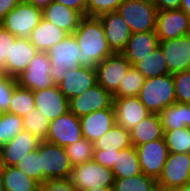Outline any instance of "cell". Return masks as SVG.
Masks as SVG:
<instances>
[{
	"mask_svg": "<svg viewBox=\"0 0 190 191\" xmlns=\"http://www.w3.org/2000/svg\"><path fill=\"white\" fill-rule=\"evenodd\" d=\"M73 35L80 47L79 63L81 66L95 68L106 57L113 54L98 17L83 16Z\"/></svg>",
	"mask_w": 190,
	"mask_h": 191,
	"instance_id": "6da1fadb",
	"label": "cell"
},
{
	"mask_svg": "<svg viewBox=\"0 0 190 191\" xmlns=\"http://www.w3.org/2000/svg\"><path fill=\"white\" fill-rule=\"evenodd\" d=\"M138 98L150 113L159 114L176 102L173 75L145 79Z\"/></svg>",
	"mask_w": 190,
	"mask_h": 191,
	"instance_id": "7a4b0ae2",
	"label": "cell"
},
{
	"mask_svg": "<svg viewBox=\"0 0 190 191\" xmlns=\"http://www.w3.org/2000/svg\"><path fill=\"white\" fill-rule=\"evenodd\" d=\"M117 13L126 21L132 33L155 32L158 9L147 0H123Z\"/></svg>",
	"mask_w": 190,
	"mask_h": 191,
	"instance_id": "3957f363",
	"label": "cell"
},
{
	"mask_svg": "<svg viewBox=\"0 0 190 191\" xmlns=\"http://www.w3.org/2000/svg\"><path fill=\"white\" fill-rule=\"evenodd\" d=\"M47 53L52 65L50 76L55 85L63 81L69 69L81 67L79 63L81 51L73 34L55 44Z\"/></svg>",
	"mask_w": 190,
	"mask_h": 191,
	"instance_id": "277c9868",
	"label": "cell"
},
{
	"mask_svg": "<svg viewBox=\"0 0 190 191\" xmlns=\"http://www.w3.org/2000/svg\"><path fill=\"white\" fill-rule=\"evenodd\" d=\"M41 184L50 178H71L73 165L69 160L65 147L40 142Z\"/></svg>",
	"mask_w": 190,
	"mask_h": 191,
	"instance_id": "5b68a950",
	"label": "cell"
},
{
	"mask_svg": "<svg viewBox=\"0 0 190 191\" xmlns=\"http://www.w3.org/2000/svg\"><path fill=\"white\" fill-rule=\"evenodd\" d=\"M43 18L42 9L22 0L0 22L6 30L17 38L29 39L32 30Z\"/></svg>",
	"mask_w": 190,
	"mask_h": 191,
	"instance_id": "8992f818",
	"label": "cell"
},
{
	"mask_svg": "<svg viewBox=\"0 0 190 191\" xmlns=\"http://www.w3.org/2000/svg\"><path fill=\"white\" fill-rule=\"evenodd\" d=\"M70 179L79 191L113 187L115 181L112 169L106 168L94 160L74 166Z\"/></svg>",
	"mask_w": 190,
	"mask_h": 191,
	"instance_id": "52a82bcc",
	"label": "cell"
},
{
	"mask_svg": "<svg viewBox=\"0 0 190 191\" xmlns=\"http://www.w3.org/2000/svg\"><path fill=\"white\" fill-rule=\"evenodd\" d=\"M51 61L47 52H38L17 78L19 87L32 91L42 90L55 85L50 76Z\"/></svg>",
	"mask_w": 190,
	"mask_h": 191,
	"instance_id": "ba28073f",
	"label": "cell"
},
{
	"mask_svg": "<svg viewBox=\"0 0 190 191\" xmlns=\"http://www.w3.org/2000/svg\"><path fill=\"white\" fill-rule=\"evenodd\" d=\"M131 66L122 53H113L95 67L97 83L113 95Z\"/></svg>",
	"mask_w": 190,
	"mask_h": 191,
	"instance_id": "9c48e42d",
	"label": "cell"
},
{
	"mask_svg": "<svg viewBox=\"0 0 190 191\" xmlns=\"http://www.w3.org/2000/svg\"><path fill=\"white\" fill-rule=\"evenodd\" d=\"M135 148L142 173L157 180L169 154L165 138L150 141Z\"/></svg>",
	"mask_w": 190,
	"mask_h": 191,
	"instance_id": "30bf717a",
	"label": "cell"
},
{
	"mask_svg": "<svg viewBox=\"0 0 190 191\" xmlns=\"http://www.w3.org/2000/svg\"><path fill=\"white\" fill-rule=\"evenodd\" d=\"M189 173L190 153H169L157 186L182 188L189 183Z\"/></svg>",
	"mask_w": 190,
	"mask_h": 191,
	"instance_id": "8fae6325",
	"label": "cell"
},
{
	"mask_svg": "<svg viewBox=\"0 0 190 191\" xmlns=\"http://www.w3.org/2000/svg\"><path fill=\"white\" fill-rule=\"evenodd\" d=\"M83 138L79 117L68 111L50 121L46 141L66 147Z\"/></svg>",
	"mask_w": 190,
	"mask_h": 191,
	"instance_id": "7c38bea8",
	"label": "cell"
},
{
	"mask_svg": "<svg viewBox=\"0 0 190 191\" xmlns=\"http://www.w3.org/2000/svg\"><path fill=\"white\" fill-rule=\"evenodd\" d=\"M113 105V95L100 84H95L83 94L69 100V111L77 117L110 108Z\"/></svg>",
	"mask_w": 190,
	"mask_h": 191,
	"instance_id": "4fadbf2b",
	"label": "cell"
},
{
	"mask_svg": "<svg viewBox=\"0 0 190 191\" xmlns=\"http://www.w3.org/2000/svg\"><path fill=\"white\" fill-rule=\"evenodd\" d=\"M170 74L190 70V31L179 38L159 41Z\"/></svg>",
	"mask_w": 190,
	"mask_h": 191,
	"instance_id": "5bb4252c",
	"label": "cell"
},
{
	"mask_svg": "<svg viewBox=\"0 0 190 191\" xmlns=\"http://www.w3.org/2000/svg\"><path fill=\"white\" fill-rule=\"evenodd\" d=\"M190 31V18L183 10L158 11L156 36L159 41L176 39Z\"/></svg>",
	"mask_w": 190,
	"mask_h": 191,
	"instance_id": "9a60e30c",
	"label": "cell"
},
{
	"mask_svg": "<svg viewBox=\"0 0 190 191\" xmlns=\"http://www.w3.org/2000/svg\"><path fill=\"white\" fill-rule=\"evenodd\" d=\"M103 25L105 38L113 53H122L132 35L129 25L117 13L109 12L98 16Z\"/></svg>",
	"mask_w": 190,
	"mask_h": 191,
	"instance_id": "2e32d148",
	"label": "cell"
},
{
	"mask_svg": "<svg viewBox=\"0 0 190 191\" xmlns=\"http://www.w3.org/2000/svg\"><path fill=\"white\" fill-rule=\"evenodd\" d=\"M41 140L29 131L22 130L0 148V165L15 166L27 154L38 149Z\"/></svg>",
	"mask_w": 190,
	"mask_h": 191,
	"instance_id": "e0dca14e",
	"label": "cell"
},
{
	"mask_svg": "<svg viewBox=\"0 0 190 191\" xmlns=\"http://www.w3.org/2000/svg\"><path fill=\"white\" fill-rule=\"evenodd\" d=\"M116 124L131 130L150 114L138 96L113 98Z\"/></svg>",
	"mask_w": 190,
	"mask_h": 191,
	"instance_id": "ac0fdd59",
	"label": "cell"
},
{
	"mask_svg": "<svg viewBox=\"0 0 190 191\" xmlns=\"http://www.w3.org/2000/svg\"><path fill=\"white\" fill-rule=\"evenodd\" d=\"M35 107L50 121L69 111V100L57 85L33 91Z\"/></svg>",
	"mask_w": 190,
	"mask_h": 191,
	"instance_id": "d6986e66",
	"label": "cell"
},
{
	"mask_svg": "<svg viewBox=\"0 0 190 191\" xmlns=\"http://www.w3.org/2000/svg\"><path fill=\"white\" fill-rule=\"evenodd\" d=\"M97 84L96 70L93 67L81 66L75 69H69L63 81L57 86L61 93L70 100L79 96L89 88Z\"/></svg>",
	"mask_w": 190,
	"mask_h": 191,
	"instance_id": "ffe728a7",
	"label": "cell"
},
{
	"mask_svg": "<svg viewBox=\"0 0 190 191\" xmlns=\"http://www.w3.org/2000/svg\"><path fill=\"white\" fill-rule=\"evenodd\" d=\"M82 135L90 142H95L116 124L113 105L79 117Z\"/></svg>",
	"mask_w": 190,
	"mask_h": 191,
	"instance_id": "44dd1931",
	"label": "cell"
},
{
	"mask_svg": "<svg viewBox=\"0 0 190 191\" xmlns=\"http://www.w3.org/2000/svg\"><path fill=\"white\" fill-rule=\"evenodd\" d=\"M38 52L30 39L16 38L14 45L11 46L10 57L7 58V67L4 69L6 75L17 78Z\"/></svg>",
	"mask_w": 190,
	"mask_h": 191,
	"instance_id": "7402d4cb",
	"label": "cell"
},
{
	"mask_svg": "<svg viewBox=\"0 0 190 191\" xmlns=\"http://www.w3.org/2000/svg\"><path fill=\"white\" fill-rule=\"evenodd\" d=\"M42 15L43 19L53 23L68 34L74 33L83 17L78 11L55 1L42 10Z\"/></svg>",
	"mask_w": 190,
	"mask_h": 191,
	"instance_id": "603a6c76",
	"label": "cell"
},
{
	"mask_svg": "<svg viewBox=\"0 0 190 191\" xmlns=\"http://www.w3.org/2000/svg\"><path fill=\"white\" fill-rule=\"evenodd\" d=\"M159 44L156 32L132 33L122 54L133 66L147 55H150Z\"/></svg>",
	"mask_w": 190,
	"mask_h": 191,
	"instance_id": "cb8c5ba5",
	"label": "cell"
},
{
	"mask_svg": "<svg viewBox=\"0 0 190 191\" xmlns=\"http://www.w3.org/2000/svg\"><path fill=\"white\" fill-rule=\"evenodd\" d=\"M68 35L66 31L42 18L40 23L32 30L29 39L39 52H48Z\"/></svg>",
	"mask_w": 190,
	"mask_h": 191,
	"instance_id": "d4e9b609",
	"label": "cell"
},
{
	"mask_svg": "<svg viewBox=\"0 0 190 191\" xmlns=\"http://www.w3.org/2000/svg\"><path fill=\"white\" fill-rule=\"evenodd\" d=\"M132 146L164 138L163 126L158 114L150 113L130 130Z\"/></svg>",
	"mask_w": 190,
	"mask_h": 191,
	"instance_id": "484cf974",
	"label": "cell"
},
{
	"mask_svg": "<svg viewBox=\"0 0 190 191\" xmlns=\"http://www.w3.org/2000/svg\"><path fill=\"white\" fill-rule=\"evenodd\" d=\"M163 131L177 128H190V104L175 102L164 108L159 114Z\"/></svg>",
	"mask_w": 190,
	"mask_h": 191,
	"instance_id": "4316f807",
	"label": "cell"
},
{
	"mask_svg": "<svg viewBox=\"0 0 190 191\" xmlns=\"http://www.w3.org/2000/svg\"><path fill=\"white\" fill-rule=\"evenodd\" d=\"M4 191H40V184L16 166H3Z\"/></svg>",
	"mask_w": 190,
	"mask_h": 191,
	"instance_id": "83f0119b",
	"label": "cell"
},
{
	"mask_svg": "<svg viewBox=\"0 0 190 191\" xmlns=\"http://www.w3.org/2000/svg\"><path fill=\"white\" fill-rule=\"evenodd\" d=\"M131 146L130 131L117 124L94 142L95 149L106 151L123 150Z\"/></svg>",
	"mask_w": 190,
	"mask_h": 191,
	"instance_id": "f1b7e54d",
	"label": "cell"
},
{
	"mask_svg": "<svg viewBox=\"0 0 190 191\" xmlns=\"http://www.w3.org/2000/svg\"><path fill=\"white\" fill-rule=\"evenodd\" d=\"M112 172L115 178H129L142 173L135 146L119 150Z\"/></svg>",
	"mask_w": 190,
	"mask_h": 191,
	"instance_id": "f546056e",
	"label": "cell"
},
{
	"mask_svg": "<svg viewBox=\"0 0 190 191\" xmlns=\"http://www.w3.org/2000/svg\"><path fill=\"white\" fill-rule=\"evenodd\" d=\"M145 79L170 74L166 59L161 48L158 46L150 55L133 65Z\"/></svg>",
	"mask_w": 190,
	"mask_h": 191,
	"instance_id": "4dcf8cb0",
	"label": "cell"
},
{
	"mask_svg": "<svg viewBox=\"0 0 190 191\" xmlns=\"http://www.w3.org/2000/svg\"><path fill=\"white\" fill-rule=\"evenodd\" d=\"M157 180L144 173L133 177L115 178L113 191H156Z\"/></svg>",
	"mask_w": 190,
	"mask_h": 191,
	"instance_id": "1f68e13d",
	"label": "cell"
},
{
	"mask_svg": "<svg viewBox=\"0 0 190 191\" xmlns=\"http://www.w3.org/2000/svg\"><path fill=\"white\" fill-rule=\"evenodd\" d=\"M35 108L33 91L17 86L12 94L8 112L20 117Z\"/></svg>",
	"mask_w": 190,
	"mask_h": 191,
	"instance_id": "d6a6232c",
	"label": "cell"
},
{
	"mask_svg": "<svg viewBox=\"0 0 190 191\" xmlns=\"http://www.w3.org/2000/svg\"><path fill=\"white\" fill-rule=\"evenodd\" d=\"M23 118L24 130L29 131L35 137L44 141L48 134L50 120L36 107L26 113Z\"/></svg>",
	"mask_w": 190,
	"mask_h": 191,
	"instance_id": "836d02e7",
	"label": "cell"
},
{
	"mask_svg": "<svg viewBox=\"0 0 190 191\" xmlns=\"http://www.w3.org/2000/svg\"><path fill=\"white\" fill-rule=\"evenodd\" d=\"M169 153H190V128L183 127L164 132Z\"/></svg>",
	"mask_w": 190,
	"mask_h": 191,
	"instance_id": "e575fe53",
	"label": "cell"
},
{
	"mask_svg": "<svg viewBox=\"0 0 190 191\" xmlns=\"http://www.w3.org/2000/svg\"><path fill=\"white\" fill-rule=\"evenodd\" d=\"M24 130L23 118L9 112L0 114V148Z\"/></svg>",
	"mask_w": 190,
	"mask_h": 191,
	"instance_id": "d590c367",
	"label": "cell"
},
{
	"mask_svg": "<svg viewBox=\"0 0 190 191\" xmlns=\"http://www.w3.org/2000/svg\"><path fill=\"white\" fill-rule=\"evenodd\" d=\"M144 81L145 77L131 66L118 90L113 94V98L138 96Z\"/></svg>",
	"mask_w": 190,
	"mask_h": 191,
	"instance_id": "8d00e7d4",
	"label": "cell"
},
{
	"mask_svg": "<svg viewBox=\"0 0 190 191\" xmlns=\"http://www.w3.org/2000/svg\"><path fill=\"white\" fill-rule=\"evenodd\" d=\"M65 149L73 167L93 160L95 149L94 143L88 141L84 137L75 143L66 146Z\"/></svg>",
	"mask_w": 190,
	"mask_h": 191,
	"instance_id": "74e56055",
	"label": "cell"
},
{
	"mask_svg": "<svg viewBox=\"0 0 190 191\" xmlns=\"http://www.w3.org/2000/svg\"><path fill=\"white\" fill-rule=\"evenodd\" d=\"M15 166L41 185L40 144L37 150L24 156Z\"/></svg>",
	"mask_w": 190,
	"mask_h": 191,
	"instance_id": "f35d334b",
	"label": "cell"
},
{
	"mask_svg": "<svg viewBox=\"0 0 190 191\" xmlns=\"http://www.w3.org/2000/svg\"><path fill=\"white\" fill-rule=\"evenodd\" d=\"M175 85L176 102L190 104V70L172 74Z\"/></svg>",
	"mask_w": 190,
	"mask_h": 191,
	"instance_id": "ab89813d",
	"label": "cell"
},
{
	"mask_svg": "<svg viewBox=\"0 0 190 191\" xmlns=\"http://www.w3.org/2000/svg\"><path fill=\"white\" fill-rule=\"evenodd\" d=\"M123 0H86V16L98 17L117 11Z\"/></svg>",
	"mask_w": 190,
	"mask_h": 191,
	"instance_id": "60d3db41",
	"label": "cell"
},
{
	"mask_svg": "<svg viewBox=\"0 0 190 191\" xmlns=\"http://www.w3.org/2000/svg\"><path fill=\"white\" fill-rule=\"evenodd\" d=\"M17 86L16 78L8 75L0 81V114L8 112L12 94Z\"/></svg>",
	"mask_w": 190,
	"mask_h": 191,
	"instance_id": "b9f144b4",
	"label": "cell"
},
{
	"mask_svg": "<svg viewBox=\"0 0 190 191\" xmlns=\"http://www.w3.org/2000/svg\"><path fill=\"white\" fill-rule=\"evenodd\" d=\"M16 38L0 25V67L3 69L7 67V58L10 57L11 46L14 45Z\"/></svg>",
	"mask_w": 190,
	"mask_h": 191,
	"instance_id": "7bdbcfd3",
	"label": "cell"
},
{
	"mask_svg": "<svg viewBox=\"0 0 190 191\" xmlns=\"http://www.w3.org/2000/svg\"><path fill=\"white\" fill-rule=\"evenodd\" d=\"M40 191H79L72 180L66 178H50L40 185Z\"/></svg>",
	"mask_w": 190,
	"mask_h": 191,
	"instance_id": "ee69618b",
	"label": "cell"
},
{
	"mask_svg": "<svg viewBox=\"0 0 190 191\" xmlns=\"http://www.w3.org/2000/svg\"><path fill=\"white\" fill-rule=\"evenodd\" d=\"M117 154H119V150L106 151L94 149L93 160L106 168L112 169L117 158Z\"/></svg>",
	"mask_w": 190,
	"mask_h": 191,
	"instance_id": "f6af8a7d",
	"label": "cell"
},
{
	"mask_svg": "<svg viewBox=\"0 0 190 191\" xmlns=\"http://www.w3.org/2000/svg\"><path fill=\"white\" fill-rule=\"evenodd\" d=\"M54 1L78 11L82 16H86V0H54Z\"/></svg>",
	"mask_w": 190,
	"mask_h": 191,
	"instance_id": "bcb514c9",
	"label": "cell"
},
{
	"mask_svg": "<svg viewBox=\"0 0 190 191\" xmlns=\"http://www.w3.org/2000/svg\"><path fill=\"white\" fill-rule=\"evenodd\" d=\"M181 0H155L154 4L158 11L177 10L180 8Z\"/></svg>",
	"mask_w": 190,
	"mask_h": 191,
	"instance_id": "7dc6e473",
	"label": "cell"
},
{
	"mask_svg": "<svg viewBox=\"0 0 190 191\" xmlns=\"http://www.w3.org/2000/svg\"><path fill=\"white\" fill-rule=\"evenodd\" d=\"M21 0H0V22Z\"/></svg>",
	"mask_w": 190,
	"mask_h": 191,
	"instance_id": "c3c4849f",
	"label": "cell"
},
{
	"mask_svg": "<svg viewBox=\"0 0 190 191\" xmlns=\"http://www.w3.org/2000/svg\"><path fill=\"white\" fill-rule=\"evenodd\" d=\"M25 3L32 4L36 6L37 8L44 9L48 5H50L54 0H22Z\"/></svg>",
	"mask_w": 190,
	"mask_h": 191,
	"instance_id": "681fc988",
	"label": "cell"
},
{
	"mask_svg": "<svg viewBox=\"0 0 190 191\" xmlns=\"http://www.w3.org/2000/svg\"><path fill=\"white\" fill-rule=\"evenodd\" d=\"M190 18V0H181L180 8Z\"/></svg>",
	"mask_w": 190,
	"mask_h": 191,
	"instance_id": "f907efd6",
	"label": "cell"
},
{
	"mask_svg": "<svg viewBox=\"0 0 190 191\" xmlns=\"http://www.w3.org/2000/svg\"><path fill=\"white\" fill-rule=\"evenodd\" d=\"M156 191H182V188L157 187Z\"/></svg>",
	"mask_w": 190,
	"mask_h": 191,
	"instance_id": "816d5d0a",
	"label": "cell"
},
{
	"mask_svg": "<svg viewBox=\"0 0 190 191\" xmlns=\"http://www.w3.org/2000/svg\"><path fill=\"white\" fill-rule=\"evenodd\" d=\"M85 191H113V187H99L94 189H88Z\"/></svg>",
	"mask_w": 190,
	"mask_h": 191,
	"instance_id": "f5cc1de1",
	"label": "cell"
},
{
	"mask_svg": "<svg viewBox=\"0 0 190 191\" xmlns=\"http://www.w3.org/2000/svg\"><path fill=\"white\" fill-rule=\"evenodd\" d=\"M0 191H4L3 186V166L0 165Z\"/></svg>",
	"mask_w": 190,
	"mask_h": 191,
	"instance_id": "db71d44e",
	"label": "cell"
},
{
	"mask_svg": "<svg viewBox=\"0 0 190 191\" xmlns=\"http://www.w3.org/2000/svg\"><path fill=\"white\" fill-rule=\"evenodd\" d=\"M5 70L0 67V81H2L6 77Z\"/></svg>",
	"mask_w": 190,
	"mask_h": 191,
	"instance_id": "11a10c76",
	"label": "cell"
},
{
	"mask_svg": "<svg viewBox=\"0 0 190 191\" xmlns=\"http://www.w3.org/2000/svg\"><path fill=\"white\" fill-rule=\"evenodd\" d=\"M182 191H190V183H187L185 186H183Z\"/></svg>",
	"mask_w": 190,
	"mask_h": 191,
	"instance_id": "9f6ffc18",
	"label": "cell"
}]
</instances>
